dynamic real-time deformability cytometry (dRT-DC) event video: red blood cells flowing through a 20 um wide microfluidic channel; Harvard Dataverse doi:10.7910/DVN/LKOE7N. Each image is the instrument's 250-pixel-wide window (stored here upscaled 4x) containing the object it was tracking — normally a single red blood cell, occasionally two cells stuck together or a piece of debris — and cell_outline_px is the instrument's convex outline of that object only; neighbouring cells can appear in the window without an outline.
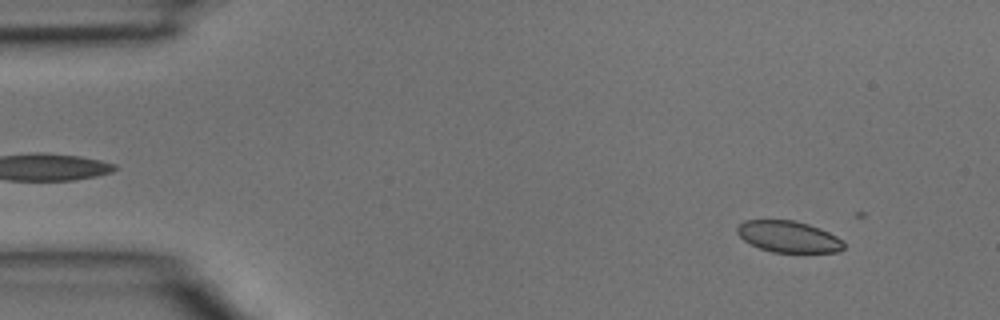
{"species": "common noctule bat (a hibernating species)", "species_latin": "Nyctalus noctula", "temperature_condition": "room temperature", "stored_images_in_passage": 4, "segment_of_instrument_passage": [1, 2], "camera_frame_rate_fps": 3000, "um_per_image_px": 0.085, "animal": {"sex": "male", "body_mass_g": 15.6}, "frame": {"image": 1, "passage_image": 1, "time_ms": 0.0, "image_size_px": [1000, 320], "cell_outline_px": [[844, 248], [840, 252], [772, 252], [760, 248], [744, 240], [736, 232], [736, 228], [744, 220], [792, 220], [808, 224], [820, 228], [836, 236], [844, 244]], "centroid_in_image_um": [67.01, 20.11], "position_along_channel_um": 18.0, "area_um2": 19.36}}